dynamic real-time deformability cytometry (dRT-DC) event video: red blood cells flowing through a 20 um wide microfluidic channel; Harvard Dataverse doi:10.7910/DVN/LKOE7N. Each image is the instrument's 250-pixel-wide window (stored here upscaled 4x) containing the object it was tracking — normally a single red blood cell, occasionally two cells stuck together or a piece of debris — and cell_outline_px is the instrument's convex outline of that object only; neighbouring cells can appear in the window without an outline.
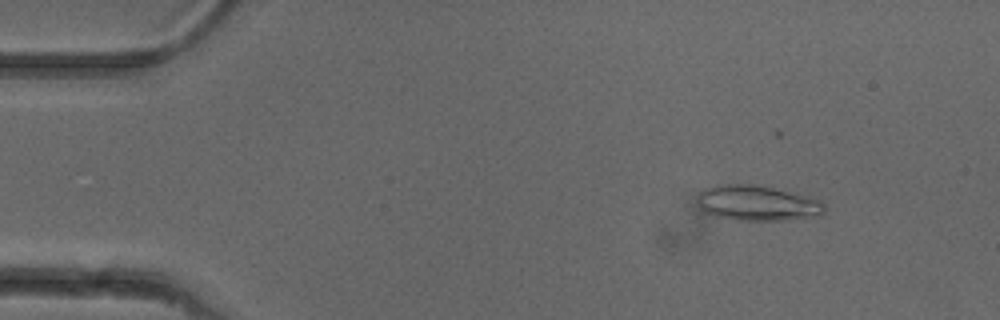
{"species": "common noctule bat (a hibernating species)", "species_latin": "Nyctalus noctula", "temperature_condition": "cold", "stored_images_in_passage": 54, "camera_frame_rate_fps": 3000, "um_per_image_px": 0.085, "animal": {"sex": "female"}, "frame": {"image": 1, "passage_image": 9, "time_ms": 2.667, "image_size_px": [1000, 320], "cell_outline_px": [[824, 212], [820, 216], [788, 220], [736, 220], [716, 216], [704, 212], [696, 204], [696, 196], [704, 188], [716, 184], [756, 184], [820, 200], [824, 204]], "centroid_in_image_um": [64.3, 17.27], "position_along_channel_um": 20.7, "area_um2": 26.3}}
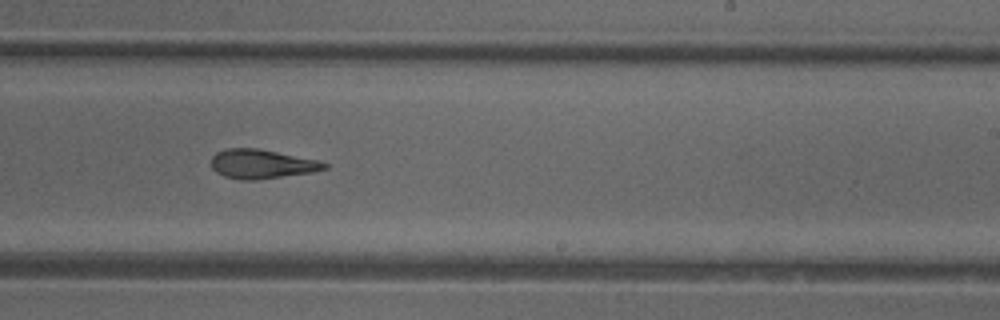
{"frame": {"image": 2, "passage_image": 34, "time_ms": 11.0, "image_size_px": [1000, 320], "cell_outline_px": [[328, 168], [312, 172], [252, 180], [240, 180], [224, 176], [216, 172], [212, 168], [212, 156], [216, 152], [224, 148], [256, 148], [316, 160], [328, 164]], "centroid_in_image_um": [22.19, 13.94], "position_along_channel_um": 266.8, "area_um2": 18.96}}
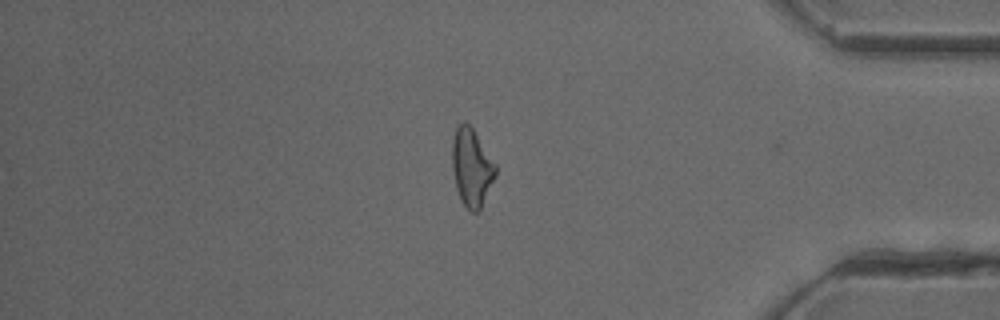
{"frame": {"image": 3, "passage_image": 46, "time_ms": 15.0, "image_size_px": [1000, 320], "cell_outline_px": [[496, 176], [480, 212], [472, 212], [464, 204], [456, 188], [452, 168], [452, 140], [456, 128], [464, 120], [472, 128], [496, 164]], "centroid_in_image_um": [40.1, 14.25], "position_along_channel_um": 395.1, "area_um2": 19.65}, "authors_computed_cell_mechanics": {"area_um2": 19.7098, "velocity_mm_per_s": 3.9819, "shape_relaxation_time_tau1_ms": null, "shape_relaxation_time_tau2_ms": 3.5932, "deformation_change_tau1": null, "deformation_change_tau2": 0.1415}}